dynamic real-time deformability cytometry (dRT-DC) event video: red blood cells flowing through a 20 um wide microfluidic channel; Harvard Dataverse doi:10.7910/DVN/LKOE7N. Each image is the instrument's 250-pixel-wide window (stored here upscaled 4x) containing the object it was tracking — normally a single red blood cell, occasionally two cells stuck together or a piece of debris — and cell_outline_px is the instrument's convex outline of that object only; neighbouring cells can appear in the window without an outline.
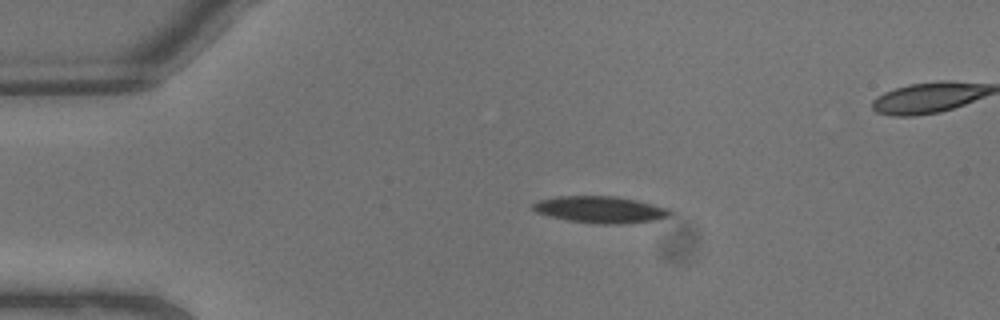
{"species": "common noctule bat (a hibernating species)", "species_latin": "Nyctalus noctula", "temperature_condition": "warm", "stored_images_in_passage": 7, "segment_of_instrument_passage": [1, 2], "camera_frame_rate_fps": 3000, "um_per_image_px": 0.085, "animal": {"sex": "male", "body_mass_g": 13.3}, "frame": {"image": 1, "passage_image": 4, "time_ms": 1.0, "image_size_px": [1000, 320], "cell_outline_px": [[672, 212], [668, 216], [656, 220], [620, 224], [596, 224], [568, 220], [536, 212], [532, 208], [532, 204], [540, 200], [556, 196], [616, 196], [636, 200], [668, 208]], "centroid_in_image_um": [51.03, 17.81], "position_along_channel_um": 34.0, "area_um2": 21.21}}